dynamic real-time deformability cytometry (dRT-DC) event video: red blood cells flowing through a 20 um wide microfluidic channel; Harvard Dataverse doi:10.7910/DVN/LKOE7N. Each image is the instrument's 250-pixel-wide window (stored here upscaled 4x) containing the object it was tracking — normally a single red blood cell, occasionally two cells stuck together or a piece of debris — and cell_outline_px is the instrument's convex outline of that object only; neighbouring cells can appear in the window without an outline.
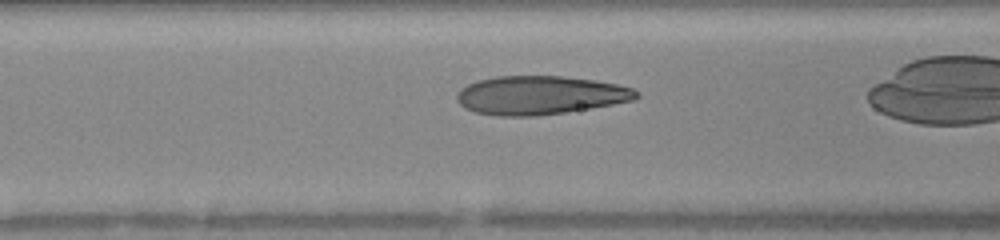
{"species": "human", "species_latin": "Homo sapiens", "temperature_condition": "warm", "stored_images_in_passage": 19, "camera_frame_rate_fps": 3000, "um_per_image_px": 0.085, "donor": {"sex": "female"}, "frame": {"image": 1, "passage_image": 6, "time_ms": 1.0, "image_size_px": [1000, 240], "cell_outline_px": [[640, 96], [636, 100], [592, 108], [536, 116], [496, 116], [476, 112], [464, 108], [456, 100], [456, 92], [460, 88], [468, 84], [480, 80], [496, 76], [560, 76], [596, 80], [616, 84], [632, 88], [640, 92]], "centroid_in_image_um": [45.91, 8.1], "position_along_channel_um": 120.7, "area_um2": 40.63}}